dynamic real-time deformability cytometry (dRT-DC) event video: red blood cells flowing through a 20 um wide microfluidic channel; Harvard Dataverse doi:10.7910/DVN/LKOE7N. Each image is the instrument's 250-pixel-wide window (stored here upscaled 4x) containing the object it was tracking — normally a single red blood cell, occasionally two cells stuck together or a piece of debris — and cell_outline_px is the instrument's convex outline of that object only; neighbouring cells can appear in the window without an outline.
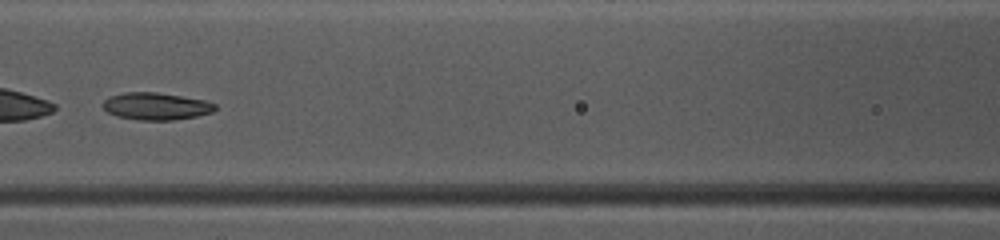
{"species": "common noctule bat (a hibernating species)", "species_latin": "Nyctalus noctula", "temperature_condition": "warm", "stored_images_in_passage": 37, "camera_frame_rate_fps": 3000, "um_per_image_px": 0.085, "animal": {"sex": "female", "body_mass_g": 10.0, "forearm_length_mm": 53.1}, "frame": {"image": 1, "passage_image": 11, "time_ms": 3.333, "image_size_px": [1000, 240], "cell_outline_px": [[216, 108], [212, 112], [196, 116], [172, 120], [140, 120], [116, 116], [108, 112], [104, 108], [104, 100], [112, 96], [124, 92], [156, 92], [204, 100], [216, 104]], "centroid_in_image_um": [13.27, 9.03], "position_along_channel_um": 153.3, "area_um2": 17.57}, "authors_computed_cell_mechanics": {"area_um2": 18.7272, "velocity_mm_per_s": 4.0472, "shape_relaxation_time_tau1_ms": 6.1041, "shape_relaxation_time_tau2_ms": 5.2111, "deformation_change_tau1": 0.1418, "deformation_change_tau2": 0.1169}}